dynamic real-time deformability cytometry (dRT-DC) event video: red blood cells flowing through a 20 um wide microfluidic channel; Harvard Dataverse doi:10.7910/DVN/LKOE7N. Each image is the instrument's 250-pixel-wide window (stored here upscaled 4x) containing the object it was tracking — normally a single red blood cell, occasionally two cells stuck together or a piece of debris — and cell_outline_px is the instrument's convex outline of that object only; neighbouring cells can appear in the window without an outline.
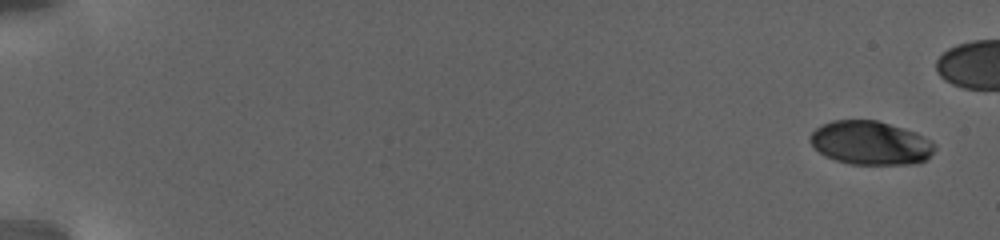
{"species": "human", "species_latin": "Homo sapiens", "temperature_condition": "warm", "stored_images_in_passage": 50, "camera_frame_rate_fps": 3000, "um_per_image_px": 0.085, "donor": {"sex": "female"}, "frame": {"image": 1, "passage_image": 1, "time_ms": 0.0, "image_size_px": [1000, 240], "cell_outline_px": [[936, 148], [924, 160], [912, 164], [852, 164], [836, 160], [820, 152], [812, 144], [812, 132], [816, 128], [832, 120], [876, 120], [916, 132], [924, 136], [936, 144]], "centroid_in_image_um": [74.03, 12.14], "position_along_channel_um": 11.0, "area_um2": 31.27}}
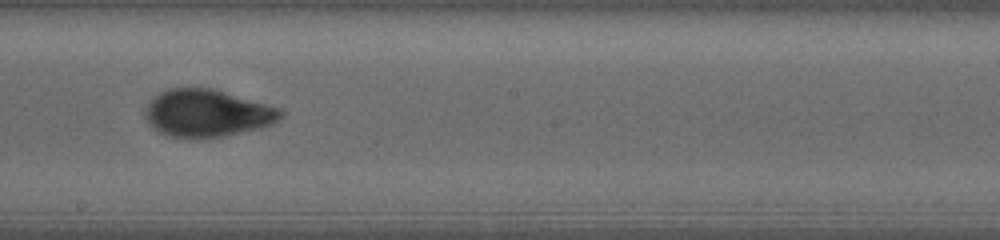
{"frame": {"image": 2, "passage_image": 36, "time_ms": 14.667, "image_size_px": [1000, 240], "cell_outline_px": [[284, 112], [272, 124], [260, 128], [224, 136], [196, 140], [188, 140], [168, 136], [156, 132], [148, 124], [144, 116], [144, 108], [160, 92], [168, 88], [212, 88], [280, 108]], "centroid_in_image_um": [17.54, 9.66], "position_along_channel_um": 230.7, "area_um2": 37.86}}
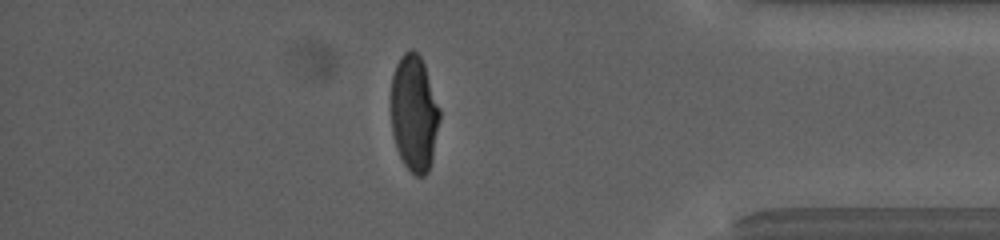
{"frame": {"image": 3, "passage_image": 49, "time_ms": 21.667, "image_size_px": [1000, 240], "cell_outline_px": [[440, 120], [432, 160], [428, 172], [424, 176], [416, 176], [404, 164], [396, 148], [392, 132], [392, 76], [396, 64], [400, 56], [404, 52], [412, 48], [420, 56], [424, 64], [440, 108]], "centroid_in_image_um": [35.21, 9.63], "position_along_channel_um": 400.0, "area_um2": 33.0}}